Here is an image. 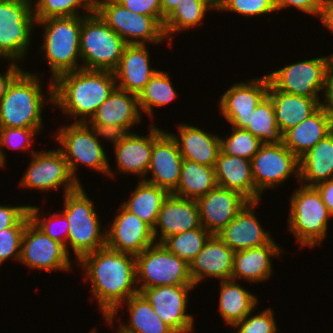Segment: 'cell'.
Returning <instances> with one entry per match:
<instances>
[{
    "mask_svg": "<svg viewBox=\"0 0 333 333\" xmlns=\"http://www.w3.org/2000/svg\"><path fill=\"white\" fill-rule=\"evenodd\" d=\"M77 264L85 270L84 280L91 282L92 294L104 320L112 325L119 307L139 292L135 255L104 246L84 255Z\"/></svg>",
    "mask_w": 333,
    "mask_h": 333,
    "instance_id": "cell-1",
    "label": "cell"
},
{
    "mask_svg": "<svg viewBox=\"0 0 333 333\" xmlns=\"http://www.w3.org/2000/svg\"><path fill=\"white\" fill-rule=\"evenodd\" d=\"M116 87L113 71L80 68L66 72L53 81V106L69 118L81 117L74 122L86 123Z\"/></svg>",
    "mask_w": 333,
    "mask_h": 333,
    "instance_id": "cell-2",
    "label": "cell"
},
{
    "mask_svg": "<svg viewBox=\"0 0 333 333\" xmlns=\"http://www.w3.org/2000/svg\"><path fill=\"white\" fill-rule=\"evenodd\" d=\"M41 84L37 74L27 71L12 81L0 100V127L43 130L42 108L46 100L53 105V81L48 94L43 93Z\"/></svg>",
    "mask_w": 333,
    "mask_h": 333,
    "instance_id": "cell-3",
    "label": "cell"
},
{
    "mask_svg": "<svg viewBox=\"0 0 333 333\" xmlns=\"http://www.w3.org/2000/svg\"><path fill=\"white\" fill-rule=\"evenodd\" d=\"M83 15L71 17H51L37 21L43 25V42L41 54L50 67L52 81L59 75L82 68L80 31Z\"/></svg>",
    "mask_w": 333,
    "mask_h": 333,
    "instance_id": "cell-4",
    "label": "cell"
},
{
    "mask_svg": "<svg viewBox=\"0 0 333 333\" xmlns=\"http://www.w3.org/2000/svg\"><path fill=\"white\" fill-rule=\"evenodd\" d=\"M63 195L62 212L69 223L67 253L70 245L79 261L84 255L106 246V231L101 229L94 202L87 196L82 185Z\"/></svg>",
    "mask_w": 333,
    "mask_h": 333,
    "instance_id": "cell-5",
    "label": "cell"
},
{
    "mask_svg": "<svg viewBox=\"0 0 333 333\" xmlns=\"http://www.w3.org/2000/svg\"><path fill=\"white\" fill-rule=\"evenodd\" d=\"M299 185L290 196L288 229L300 247H316L327 236L328 221L332 215L315 186Z\"/></svg>",
    "mask_w": 333,
    "mask_h": 333,
    "instance_id": "cell-6",
    "label": "cell"
},
{
    "mask_svg": "<svg viewBox=\"0 0 333 333\" xmlns=\"http://www.w3.org/2000/svg\"><path fill=\"white\" fill-rule=\"evenodd\" d=\"M83 15L80 31L82 68L113 71L121 59L126 42L97 12Z\"/></svg>",
    "mask_w": 333,
    "mask_h": 333,
    "instance_id": "cell-7",
    "label": "cell"
},
{
    "mask_svg": "<svg viewBox=\"0 0 333 333\" xmlns=\"http://www.w3.org/2000/svg\"><path fill=\"white\" fill-rule=\"evenodd\" d=\"M54 137L55 141L60 143L59 150L64 155L72 176L79 184L80 181L76 175L78 163L105 173L106 176L114 177L115 174L109 166L105 149L87 123L73 122L61 126Z\"/></svg>",
    "mask_w": 333,
    "mask_h": 333,
    "instance_id": "cell-8",
    "label": "cell"
},
{
    "mask_svg": "<svg viewBox=\"0 0 333 333\" xmlns=\"http://www.w3.org/2000/svg\"><path fill=\"white\" fill-rule=\"evenodd\" d=\"M135 257L139 292L155 286L194 285L189 274V264L162 243L155 242Z\"/></svg>",
    "mask_w": 333,
    "mask_h": 333,
    "instance_id": "cell-9",
    "label": "cell"
},
{
    "mask_svg": "<svg viewBox=\"0 0 333 333\" xmlns=\"http://www.w3.org/2000/svg\"><path fill=\"white\" fill-rule=\"evenodd\" d=\"M33 6L22 0H0V58L18 63L27 54L36 24Z\"/></svg>",
    "mask_w": 333,
    "mask_h": 333,
    "instance_id": "cell-10",
    "label": "cell"
},
{
    "mask_svg": "<svg viewBox=\"0 0 333 333\" xmlns=\"http://www.w3.org/2000/svg\"><path fill=\"white\" fill-rule=\"evenodd\" d=\"M96 12L127 45L157 44L166 39L163 26L154 17L132 12L117 0H97Z\"/></svg>",
    "mask_w": 333,
    "mask_h": 333,
    "instance_id": "cell-11",
    "label": "cell"
},
{
    "mask_svg": "<svg viewBox=\"0 0 333 333\" xmlns=\"http://www.w3.org/2000/svg\"><path fill=\"white\" fill-rule=\"evenodd\" d=\"M332 59L333 53L307 59L285 65L267 76L276 90L321 100L319 94L325 92L327 68Z\"/></svg>",
    "mask_w": 333,
    "mask_h": 333,
    "instance_id": "cell-12",
    "label": "cell"
},
{
    "mask_svg": "<svg viewBox=\"0 0 333 333\" xmlns=\"http://www.w3.org/2000/svg\"><path fill=\"white\" fill-rule=\"evenodd\" d=\"M31 160L19 185L39 191L58 190L64 194L76 190L79 184L72 176L68 163L59 149L31 152Z\"/></svg>",
    "mask_w": 333,
    "mask_h": 333,
    "instance_id": "cell-13",
    "label": "cell"
},
{
    "mask_svg": "<svg viewBox=\"0 0 333 333\" xmlns=\"http://www.w3.org/2000/svg\"><path fill=\"white\" fill-rule=\"evenodd\" d=\"M253 182L262 194L266 189L276 188L291 174L299 183V159L282 143L262 144L251 159Z\"/></svg>",
    "mask_w": 333,
    "mask_h": 333,
    "instance_id": "cell-14",
    "label": "cell"
},
{
    "mask_svg": "<svg viewBox=\"0 0 333 333\" xmlns=\"http://www.w3.org/2000/svg\"><path fill=\"white\" fill-rule=\"evenodd\" d=\"M63 244L53 240L31 220L26 224L19 262L31 269L68 271L72 261Z\"/></svg>",
    "mask_w": 333,
    "mask_h": 333,
    "instance_id": "cell-15",
    "label": "cell"
},
{
    "mask_svg": "<svg viewBox=\"0 0 333 333\" xmlns=\"http://www.w3.org/2000/svg\"><path fill=\"white\" fill-rule=\"evenodd\" d=\"M269 86L267 75L233 84L218 102L220 114L233 127L245 129L250 123L252 111L268 95Z\"/></svg>",
    "mask_w": 333,
    "mask_h": 333,
    "instance_id": "cell-16",
    "label": "cell"
},
{
    "mask_svg": "<svg viewBox=\"0 0 333 333\" xmlns=\"http://www.w3.org/2000/svg\"><path fill=\"white\" fill-rule=\"evenodd\" d=\"M183 157L172 135L155 127L153 123V148L149 164L152 177L143 180L172 194L179 184Z\"/></svg>",
    "mask_w": 333,
    "mask_h": 333,
    "instance_id": "cell-17",
    "label": "cell"
},
{
    "mask_svg": "<svg viewBox=\"0 0 333 333\" xmlns=\"http://www.w3.org/2000/svg\"><path fill=\"white\" fill-rule=\"evenodd\" d=\"M194 285H171L144 288L141 293L155 313L176 333L193 332L194 318L186 313L188 293Z\"/></svg>",
    "mask_w": 333,
    "mask_h": 333,
    "instance_id": "cell-18",
    "label": "cell"
},
{
    "mask_svg": "<svg viewBox=\"0 0 333 333\" xmlns=\"http://www.w3.org/2000/svg\"><path fill=\"white\" fill-rule=\"evenodd\" d=\"M106 231V246L122 253L138 255L155 243L152 228L122 205Z\"/></svg>",
    "mask_w": 333,
    "mask_h": 333,
    "instance_id": "cell-19",
    "label": "cell"
},
{
    "mask_svg": "<svg viewBox=\"0 0 333 333\" xmlns=\"http://www.w3.org/2000/svg\"><path fill=\"white\" fill-rule=\"evenodd\" d=\"M196 201L200 223L211 235L220 232L249 202L240 193L220 186Z\"/></svg>",
    "mask_w": 333,
    "mask_h": 333,
    "instance_id": "cell-20",
    "label": "cell"
},
{
    "mask_svg": "<svg viewBox=\"0 0 333 333\" xmlns=\"http://www.w3.org/2000/svg\"><path fill=\"white\" fill-rule=\"evenodd\" d=\"M200 226L197 201L169 194L162 203L152 231L155 242L162 243L169 236L193 230ZM158 227L160 231H158Z\"/></svg>",
    "mask_w": 333,
    "mask_h": 333,
    "instance_id": "cell-21",
    "label": "cell"
},
{
    "mask_svg": "<svg viewBox=\"0 0 333 333\" xmlns=\"http://www.w3.org/2000/svg\"><path fill=\"white\" fill-rule=\"evenodd\" d=\"M257 202H248L242 210L216 235L234 252L268 244L270 232L263 229L254 208ZM266 231V232H265Z\"/></svg>",
    "mask_w": 333,
    "mask_h": 333,
    "instance_id": "cell-22",
    "label": "cell"
},
{
    "mask_svg": "<svg viewBox=\"0 0 333 333\" xmlns=\"http://www.w3.org/2000/svg\"><path fill=\"white\" fill-rule=\"evenodd\" d=\"M233 261L234 251L217 235H211L189 263V274L194 286L206 277L218 278L220 281L231 279Z\"/></svg>",
    "mask_w": 333,
    "mask_h": 333,
    "instance_id": "cell-23",
    "label": "cell"
},
{
    "mask_svg": "<svg viewBox=\"0 0 333 333\" xmlns=\"http://www.w3.org/2000/svg\"><path fill=\"white\" fill-rule=\"evenodd\" d=\"M149 55L146 45H126L117 67L113 70L117 88L138 96L157 71L150 66Z\"/></svg>",
    "mask_w": 333,
    "mask_h": 333,
    "instance_id": "cell-24",
    "label": "cell"
},
{
    "mask_svg": "<svg viewBox=\"0 0 333 333\" xmlns=\"http://www.w3.org/2000/svg\"><path fill=\"white\" fill-rule=\"evenodd\" d=\"M333 131V115L322 104L313 114L283 134V144L300 159Z\"/></svg>",
    "mask_w": 333,
    "mask_h": 333,
    "instance_id": "cell-25",
    "label": "cell"
},
{
    "mask_svg": "<svg viewBox=\"0 0 333 333\" xmlns=\"http://www.w3.org/2000/svg\"><path fill=\"white\" fill-rule=\"evenodd\" d=\"M217 186L236 191L249 202L261 200L253 182L251 160L219 152L214 167Z\"/></svg>",
    "mask_w": 333,
    "mask_h": 333,
    "instance_id": "cell-26",
    "label": "cell"
},
{
    "mask_svg": "<svg viewBox=\"0 0 333 333\" xmlns=\"http://www.w3.org/2000/svg\"><path fill=\"white\" fill-rule=\"evenodd\" d=\"M141 113L138 96L116 87L86 123L122 126L132 132L130 129L141 121Z\"/></svg>",
    "mask_w": 333,
    "mask_h": 333,
    "instance_id": "cell-27",
    "label": "cell"
},
{
    "mask_svg": "<svg viewBox=\"0 0 333 333\" xmlns=\"http://www.w3.org/2000/svg\"><path fill=\"white\" fill-rule=\"evenodd\" d=\"M149 134L141 136L129 132L123 140L113 145L119 173L134 174L140 180L146 178L153 148V124L149 125Z\"/></svg>",
    "mask_w": 333,
    "mask_h": 333,
    "instance_id": "cell-28",
    "label": "cell"
},
{
    "mask_svg": "<svg viewBox=\"0 0 333 333\" xmlns=\"http://www.w3.org/2000/svg\"><path fill=\"white\" fill-rule=\"evenodd\" d=\"M282 249L272 239L268 244L259 247L235 251L231 279L238 281L242 278L256 283L271 278V258L280 256Z\"/></svg>",
    "mask_w": 333,
    "mask_h": 333,
    "instance_id": "cell-29",
    "label": "cell"
},
{
    "mask_svg": "<svg viewBox=\"0 0 333 333\" xmlns=\"http://www.w3.org/2000/svg\"><path fill=\"white\" fill-rule=\"evenodd\" d=\"M178 128L179 136L170 134L177 142L183 159L215 167L218 153L221 151L220 136L206 133L203 129L187 123L180 124Z\"/></svg>",
    "mask_w": 333,
    "mask_h": 333,
    "instance_id": "cell-30",
    "label": "cell"
},
{
    "mask_svg": "<svg viewBox=\"0 0 333 333\" xmlns=\"http://www.w3.org/2000/svg\"><path fill=\"white\" fill-rule=\"evenodd\" d=\"M268 96L273 101L276 123L282 134L307 119L321 105V100H315L301 95H294L276 90L271 84Z\"/></svg>",
    "mask_w": 333,
    "mask_h": 333,
    "instance_id": "cell-31",
    "label": "cell"
},
{
    "mask_svg": "<svg viewBox=\"0 0 333 333\" xmlns=\"http://www.w3.org/2000/svg\"><path fill=\"white\" fill-rule=\"evenodd\" d=\"M329 179H333V131L299 159V183L316 186Z\"/></svg>",
    "mask_w": 333,
    "mask_h": 333,
    "instance_id": "cell-32",
    "label": "cell"
},
{
    "mask_svg": "<svg viewBox=\"0 0 333 333\" xmlns=\"http://www.w3.org/2000/svg\"><path fill=\"white\" fill-rule=\"evenodd\" d=\"M220 282L218 310L226 324L234 327L250 312H254L258 299L233 279Z\"/></svg>",
    "mask_w": 333,
    "mask_h": 333,
    "instance_id": "cell-33",
    "label": "cell"
},
{
    "mask_svg": "<svg viewBox=\"0 0 333 333\" xmlns=\"http://www.w3.org/2000/svg\"><path fill=\"white\" fill-rule=\"evenodd\" d=\"M130 314L127 325L121 323L118 333H176L160 319L141 292L124 302Z\"/></svg>",
    "mask_w": 333,
    "mask_h": 333,
    "instance_id": "cell-34",
    "label": "cell"
},
{
    "mask_svg": "<svg viewBox=\"0 0 333 333\" xmlns=\"http://www.w3.org/2000/svg\"><path fill=\"white\" fill-rule=\"evenodd\" d=\"M217 186L214 167L183 160L176 196L197 200Z\"/></svg>",
    "mask_w": 333,
    "mask_h": 333,
    "instance_id": "cell-35",
    "label": "cell"
},
{
    "mask_svg": "<svg viewBox=\"0 0 333 333\" xmlns=\"http://www.w3.org/2000/svg\"><path fill=\"white\" fill-rule=\"evenodd\" d=\"M168 195L169 193L165 189L139 180L136 189L129 197L130 199L121 204L153 229L162 203Z\"/></svg>",
    "mask_w": 333,
    "mask_h": 333,
    "instance_id": "cell-36",
    "label": "cell"
},
{
    "mask_svg": "<svg viewBox=\"0 0 333 333\" xmlns=\"http://www.w3.org/2000/svg\"><path fill=\"white\" fill-rule=\"evenodd\" d=\"M208 10H217L216 0H180L164 19L163 31L166 39L171 40L175 33L199 26Z\"/></svg>",
    "mask_w": 333,
    "mask_h": 333,
    "instance_id": "cell-37",
    "label": "cell"
},
{
    "mask_svg": "<svg viewBox=\"0 0 333 333\" xmlns=\"http://www.w3.org/2000/svg\"><path fill=\"white\" fill-rule=\"evenodd\" d=\"M245 130L258 138L262 144H279L283 134L276 123L273 101L267 95L252 111L250 123Z\"/></svg>",
    "mask_w": 333,
    "mask_h": 333,
    "instance_id": "cell-38",
    "label": "cell"
},
{
    "mask_svg": "<svg viewBox=\"0 0 333 333\" xmlns=\"http://www.w3.org/2000/svg\"><path fill=\"white\" fill-rule=\"evenodd\" d=\"M172 84L168 73L157 70L138 94L140 111L142 110L153 118V107L165 106L175 100L178 93Z\"/></svg>",
    "mask_w": 333,
    "mask_h": 333,
    "instance_id": "cell-39",
    "label": "cell"
},
{
    "mask_svg": "<svg viewBox=\"0 0 333 333\" xmlns=\"http://www.w3.org/2000/svg\"><path fill=\"white\" fill-rule=\"evenodd\" d=\"M210 236L211 234L201 225L199 228L169 236L162 244L189 264Z\"/></svg>",
    "mask_w": 333,
    "mask_h": 333,
    "instance_id": "cell-40",
    "label": "cell"
},
{
    "mask_svg": "<svg viewBox=\"0 0 333 333\" xmlns=\"http://www.w3.org/2000/svg\"><path fill=\"white\" fill-rule=\"evenodd\" d=\"M97 0H38L33 5L36 21L51 17L79 16L81 7L86 15L96 12Z\"/></svg>",
    "mask_w": 333,
    "mask_h": 333,
    "instance_id": "cell-41",
    "label": "cell"
},
{
    "mask_svg": "<svg viewBox=\"0 0 333 333\" xmlns=\"http://www.w3.org/2000/svg\"><path fill=\"white\" fill-rule=\"evenodd\" d=\"M231 128L227 139L220 137L221 152L251 160L262 145L261 141L245 129Z\"/></svg>",
    "mask_w": 333,
    "mask_h": 333,
    "instance_id": "cell-42",
    "label": "cell"
},
{
    "mask_svg": "<svg viewBox=\"0 0 333 333\" xmlns=\"http://www.w3.org/2000/svg\"><path fill=\"white\" fill-rule=\"evenodd\" d=\"M29 214L31 221L40 228L46 235H48L53 240L58 241L63 244L67 251V239L69 232V223L65 214L62 213H53L49 217L40 216V208L37 206L29 205ZM62 224L61 230L57 224ZM57 225V226H54ZM57 227V228H56ZM59 231H62L61 233Z\"/></svg>",
    "mask_w": 333,
    "mask_h": 333,
    "instance_id": "cell-43",
    "label": "cell"
},
{
    "mask_svg": "<svg viewBox=\"0 0 333 333\" xmlns=\"http://www.w3.org/2000/svg\"><path fill=\"white\" fill-rule=\"evenodd\" d=\"M30 220L28 211L14 226L0 231V266L13 257L19 262L23 233Z\"/></svg>",
    "mask_w": 333,
    "mask_h": 333,
    "instance_id": "cell-44",
    "label": "cell"
},
{
    "mask_svg": "<svg viewBox=\"0 0 333 333\" xmlns=\"http://www.w3.org/2000/svg\"><path fill=\"white\" fill-rule=\"evenodd\" d=\"M217 10L254 17L276 12L272 0H216Z\"/></svg>",
    "mask_w": 333,
    "mask_h": 333,
    "instance_id": "cell-45",
    "label": "cell"
},
{
    "mask_svg": "<svg viewBox=\"0 0 333 333\" xmlns=\"http://www.w3.org/2000/svg\"><path fill=\"white\" fill-rule=\"evenodd\" d=\"M251 313L234 326L238 329L237 333H277L278 328L272 308L262 310L256 315Z\"/></svg>",
    "mask_w": 333,
    "mask_h": 333,
    "instance_id": "cell-46",
    "label": "cell"
},
{
    "mask_svg": "<svg viewBox=\"0 0 333 333\" xmlns=\"http://www.w3.org/2000/svg\"><path fill=\"white\" fill-rule=\"evenodd\" d=\"M39 132L32 128H11L0 127V143L3 156L6 160V154L3 151V147L18 150L31 149L33 139Z\"/></svg>",
    "mask_w": 333,
    "mask_h": 333,
    "instance_id": "cell-47",
    "label": "cell"
},
{
    "mask_svg": "<svg viewBox=\"0 0 333 333\" xmlns=\"http://www.w3.org/2000/svg\"><path fill=\"white\" fill-rule=\"evenodd\" d=\"M125 8L137 14H143L154 17L162 26L164 18L160 0H117Z\"/></svg>",
    "mask_w": 333,
    "mask_h": 333,
    "instance_id": "cell-48",
    "label": "cell"
},
{
    "mask_svg": "<svg viewBox=\"0 0 333 333\" xmlns=\"http://www.w3.org/2000/svg\"><path fill=\"white\" fill-rule=\"evenodd\" d=\"M276 11L296 7L307 14L319 16L322 0H272Z\"/></svg>",
    "mask_w": 333,
    "mask_h": 333,
    "instance_id": "cell-49",
    "label": "cell"
},
{
    "mask_svg": "<svg viewBox=\"0 0 333 333\" xmlns=\"http://www.w3.org/2000/svg\"><path fill=\"white\" fill-rule=\"evenodd\" d=\"M28 211V205L6 206L0 204V231L14 226Z\"/></svg>",
    "mask_w": 333,
    "mask_h": 333,
    "instance_id": "cell-50",
    "label": "cell"
},
{
    "mask_svg": "<svg viewBox=\"0 0 333 333\" xmlns=\"http://www.w3.org/2000/svg\"><path fill=\"white\" fill-rule=\"evenodd\" d=\"M94 131L97 138L101 136L102 138H106L110 140L112 144L116 145L121 140L125 138V136L129 133L122 126H115L109 124H88Z\"/></svg>",
    "mask_w": 333,
    "mask_h": 333,
    "instance_id": "cell-51",
    "label": "cell"
},
{
    "mask_svg": "<svg viewBox=\"0 0 333 333\" xmlns=\"http://www.w3.org/2000/svg\"><path fill=\"white\" fill-rule=\"evenodd\" d=\"M22 69V70H21ZM6 73L0 72V100L6 94L9 85L12 81L24 70L16 62H12L6 69Z\"/></svg>",
    "mask_w": 333,
    "mask_h": 333,
    "instance_id": "cell-52",
    "label": "cell"
},
{
    "mask_svg": "<svg viewBox=\"0 0 333 333\" xmlns=\"http://www.w3.org/2000/svg\"><path fill=\"white\" fill-rule=\"evenodd\" d=\"M323 105L332 113L333 115V59L329 63L326 73V87Z\"/></svg>",
    "mask_w": 333,
    "mask_h": 333,
    "instance_id": "cell-53",
    "label": "cell"
},
{
    "mask_svg": "<svg viewBox=\"0 0 333 333\" xmlns=\"http://www.w3.org/2000/svg\"><path fill=\"white\" fill-rule=\"evenodd\" d=\"M315 187L319 191L324 204L326 205L328 211L333 217V179L321 182Z\"/></svg>",
    "mask_w": 333,
    "mask_h": 333,
    "instance_id": "cell-54",
    "label": "cell"
},
{
    "mask_svg": "<svg viewBox=\"0 0 333 333\" xmlns=\"http://www.w3.org/2000/svg\"><path fill=\"white\" fill-rule=\"evenodd\" d=\"M319 17L323 26L333 33V0H322Z\"/></svg>",
    "mask_w": 333,
    "mask_h": 333,
    "instance_id": "cell-55",
    "label": "cell"
},
{
    "mask_svg": "<svg viewBox=\"0 0 333 333\" xmlns=\"http://www.w3.org/2000/svg\"><path fill=\"white\" fill-rule=\"evenodd\" d=\"M180 0H160L162 17L165 19L177 6Z\"/></svg>",
    "mask_w": 333,
    "mask_h": 333,
    "instance_id": "cell-56",
    "label": "cell"
},
{
    "mask_svg": "<svg viewBox=\"0 0 333 333\" xmlns=\"http://www.w3.org/2000/svg\"><path fill=\"white\" fill-rule=\"evenodd\" d=\"M5 163H6V160L3 156L1 143H0V166H1V168L6 165Z\"/></svg>",
    "mask_w": 333,
    "mask_h": 333,
    "instance_id": "cell-57",
    "label": "cell"
},
{
    "mask_svg": "<svg viewBox=\"0 0 333 333\" xmlns=\"http://www.w3.org/2000/svg\"><path fill=\"white\" fill-rule=\"evenodd\" d=\"M22 1L28 2V3L31 4L32 6L35 4V1H34V0H22ZM37 1H38V0H37Z\"/></svg>",
    "mask_w": 333,
    "mask_h": 333,
    "instance_id": "cell-58",
    "label": "cell"
},
{
    "mask_svg": "<svg viewBox=\"0 0 333 333\" xmlns=\"http://www.w3.org/2000/svg\"><path fill=\"white\" fill-rule=\"evenodd\" d=\"M89 333H96V331L93 329V330H91V332H89Z\"/></svg>",
    "mask_w": 333,
    "mask_h": 333,
    "instance_id": "cell-59",
    "label": "cell"
}]
</instances>
